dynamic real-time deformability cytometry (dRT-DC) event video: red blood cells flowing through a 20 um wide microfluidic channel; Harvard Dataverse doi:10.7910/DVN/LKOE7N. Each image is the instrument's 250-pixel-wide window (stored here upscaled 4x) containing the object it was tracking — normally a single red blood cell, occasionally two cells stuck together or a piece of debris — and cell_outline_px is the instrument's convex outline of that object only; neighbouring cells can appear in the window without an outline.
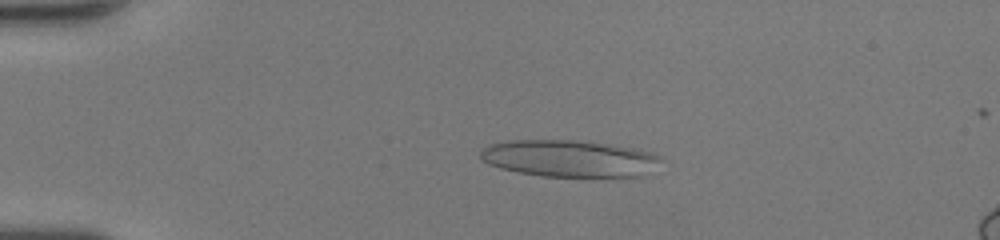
{"species": "human", "species_latin": "Homo sapiens", "temperature_condition": "room temperature", "stored_images_in_passage": 49, "camera_frame_rate_fps": 3000, "um_per_image_px": 0.085, "donor": {"sex": "female"}, "frame": {"image": 1, "passage_image": 12, "time_ms": 3.667, "image_size_px": [1000, 240], "cell_outline_px": [[660, 160], [652, 176], [544, 176], [520, 172], [500, 168], [488, 164], [480, 160], [480, 148], [492, 144], [508, 140], [572, 140], [612, 144], [640, 148], [652, 152], [660, 156]], "centroid_in_image_um": [48.45, 13.46], "position_along_channel_um": 36.5, "area_um2": 39.25}}
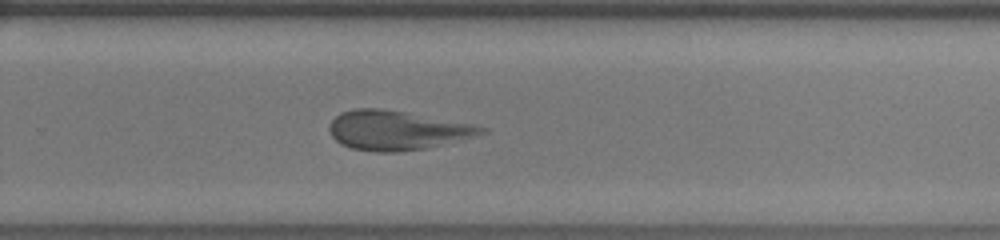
{"frame": {"image": 2, "passage_image": 34, "time_ms": 11.0, "image_size_px": [1000, 240], "cell_outline_px": [[488, 132], [476, 136], [428, 148], [396, 152], [376, 152], [352, 148], [340, 144], [332, 136], [328, 128], [328, 124], [340, 112], [352, 108], [380, 108], [404, 112], [472, 124], [488, 128]], "centroid_in_image_um": [33.72, 11.08], "position_along_channel_um": 296.1, "area_um2": 34.85}}
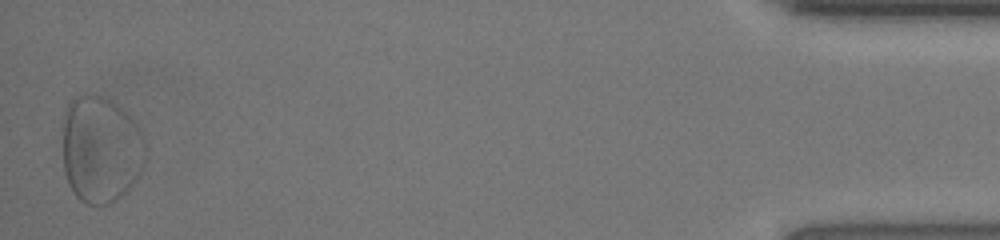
{"frame": {"image": 3, "passage_image": 49, "time_ms": 16.0, "image_size_px": [1000, 240], "cell_outline_px": [[144, 160], [128, 192], [124, 196], [108, 204], [88, 204], [80, 200], [76, 196], [68, 184], [64, 172], [60, 124], [60, 120], [64, 108], [68, 100], [72, 96], [84, 92], [104, 96], [116, 104], [132, 120], [144, 144]], "centroid_in_image_um": [8.44, 12.65], "position_along_channel_um": 426.8, "area_um2": 52.42}, "authors_computed_cell_mechanics": {"area_um2": 35.0268, "velocity_mm_per_s": 4.282, "shape_relaxation_time_tau1_ms": null, "shape_relaxation_time_tau2_ms": 2.341, "deformation_change_tau1": null, "deformation_change_tau2": 0.105}}